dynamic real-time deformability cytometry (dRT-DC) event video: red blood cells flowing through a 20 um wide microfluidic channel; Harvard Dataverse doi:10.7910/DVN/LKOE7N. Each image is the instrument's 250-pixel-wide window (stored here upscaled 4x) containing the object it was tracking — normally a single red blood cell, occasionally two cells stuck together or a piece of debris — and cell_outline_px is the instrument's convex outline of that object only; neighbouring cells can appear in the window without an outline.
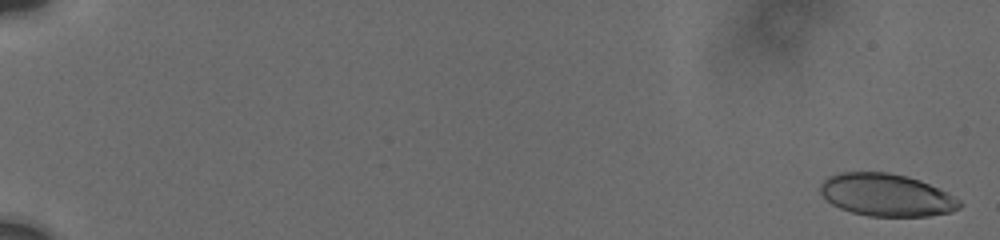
{"species": "human", "species_latin": "Homo sapiens", "temperature_condition": "cold", "stored_images_in_passage": 21, "camera_frame_rate_fps": 3000, "um_per_image_px": 0.085, "donor": {"sex": "male"}, "frame": {"image": 1, "passage_image": 1, "time_ms": 0.0, "image_size_px": [1000, 240], "cell_outline_px": [[964, 204], [960, 208], [952, 212], [928, 216], [868, 216], [852, 212], [840, 208], [832, 204], [820, 192], [820, 184], [828, 176], [840, 172], [888, 172], [908, 176], [920, 180], [948, 192], [960, 200]], "centroid_in_image_um": [75.38, 16.57], "position_along_channel_um": 9.6, "area_um2": 34.68}}
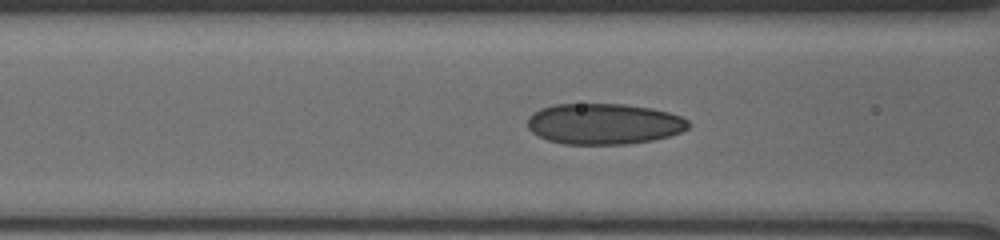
{"frame": {"image": 2, "passage_image": 16, "time_ms": 8.333, "image_size_px": [1000, 240], "cell_outline_px": [[692, 124], [688, 128], [680, 132], [668, 136], [652, 140], [628, 144], [564, 144], [548, 140], [532, 132], [528, 128], [528, 116], [540, 108], [556, 104], [624, 104], [652, 108], [668, 112], [680, 116], [688, 120]], "centroid_in_image_um": [51.34, 10.52], "position_along_channel_um": 115.3, "area_um2": 38.38}}
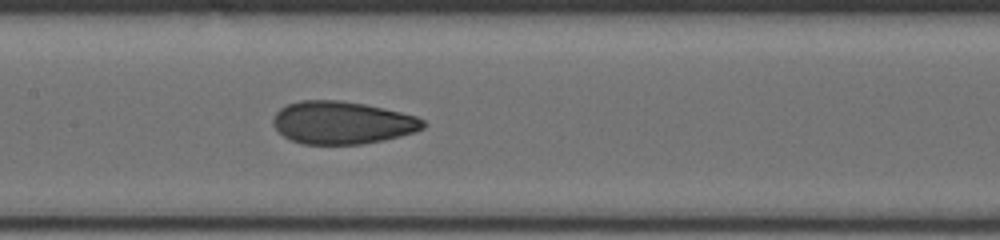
{"frame": {"image": 3, "passage_image": 21, "time_ms": 10.0, "image_size_px": [1000, 240], "cell_outline_px": [[428, 124], [424, 128], [416, 132], [384, 140], [360, 144], [304, 144], [292, 140], [284, 136], [272, 124], [272, 120], [276, 112], [280, 108], [288, 104], [300, 100], [340, 100], [364, 104], [384, 108], [416, 116], [424, 120]], "centroid_in_image_um": [29.11, 10.42], "position_along_channel_um": 178.3, "area_um2": 37.4}}